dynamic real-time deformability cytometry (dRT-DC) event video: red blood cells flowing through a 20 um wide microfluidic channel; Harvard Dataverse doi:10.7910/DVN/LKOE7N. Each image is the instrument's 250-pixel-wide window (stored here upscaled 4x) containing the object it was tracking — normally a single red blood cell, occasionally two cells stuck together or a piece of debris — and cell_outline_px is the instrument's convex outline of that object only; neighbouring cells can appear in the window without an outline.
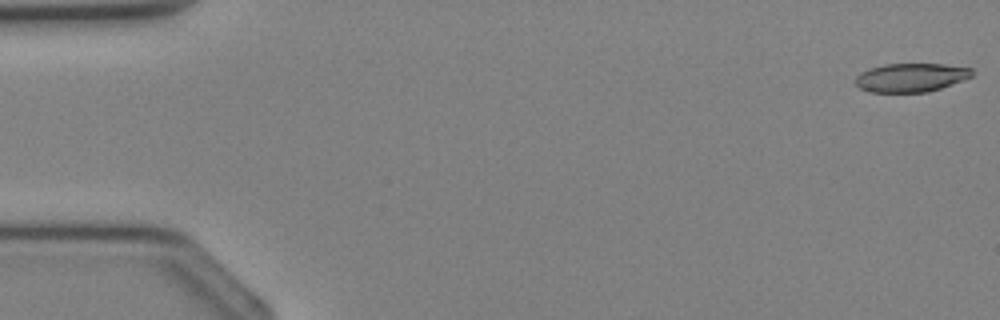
{"species": "Egyptian fruit bat (a non-hibernating species)", "species_latin": "Rousettus aegyptiacus", "temperature_condition": "cold", "stored_images_in_passage": 6, "camera_frame_rate_fps": 3000, "um_per_image_px": 0.085, "animal": {"sex": "female"}, "frame": {"image": 1, "passage_image": 1, "time_ms": 0.0, "image_size_px": [1000, 320], "cell_outline_px": [[972, 76], [940, 88], [928, 92], [872, 92], [860, 88], [856, 84], [856, 76], [860, 72], [868, 68], [884, 64], [944, 64], [972, 68]], "centroid_in_image_um": [77.4, 6.58], "position_along_channel_um": 7.6, "area_um2": 19.36}}